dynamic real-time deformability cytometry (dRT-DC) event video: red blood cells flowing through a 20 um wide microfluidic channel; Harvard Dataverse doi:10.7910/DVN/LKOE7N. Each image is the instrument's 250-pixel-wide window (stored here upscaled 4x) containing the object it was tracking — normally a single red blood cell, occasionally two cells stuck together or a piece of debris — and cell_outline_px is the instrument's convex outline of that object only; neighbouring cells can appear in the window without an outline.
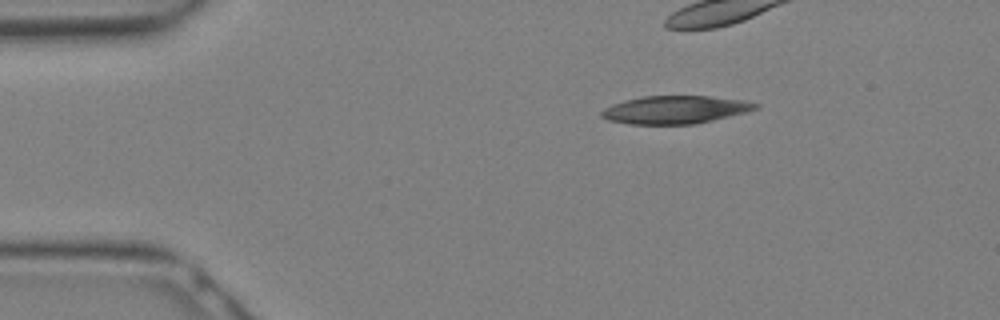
{"species": "Egyptian fruit bat (a non-hibernating species)", "species_latin": "Rousettus aegyptiacus", "temperature_condition": "warm", "stored_images_in_passage": 13, "camera_frame_rate_fps": 3000, "um_per_image_px": 0.085, "animal": {"sex": "female"}, "frame": {"image": 1, "passage_image": 1, "time_ms": 0.0, "image_size_px": [1000, 320], "cell_outline_px": [[760, 108], [748, 112], [696, 124], [628, 124], [608, 120], [600, 116], [600, 112], [604, 108], [612, 104], [624, 100], [640, 96], [708, 96], [744, 100], [760, 104]], "centroid_in_image_um": [57.4, 9.32], "position_along_channel_um": 27.6, "area_um2": 25.32}}
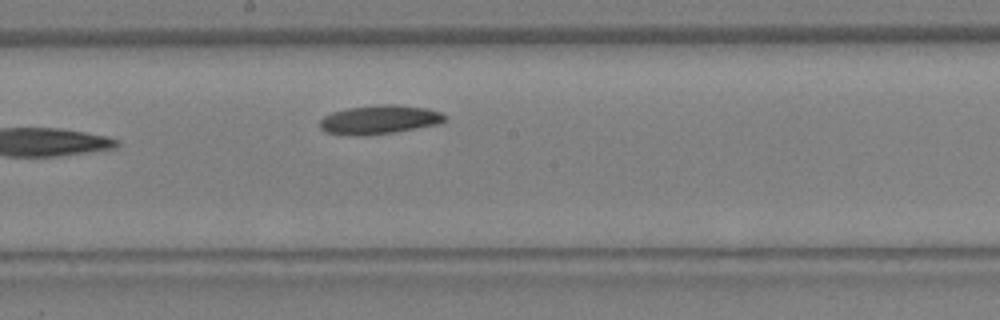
{"frame": {"image": 2, "passage_image": 13, "time_ms": 4.0, "image_size_px": [1000, 320], "cell_outline_px": [[448, 120], [440, 124], [392, 132], [360, 136], [356, 136], [324, 132], [320, 128], [320, 120], [324, 116], [332, 112], [348, 108], [376, 104], [396, 104], [428, 108], [440, 112], [448, 116]], "centroid_in_image_um": [32.28, 10.16], "position_along_channel_um": 215.9, "area_um2": 21.27}}